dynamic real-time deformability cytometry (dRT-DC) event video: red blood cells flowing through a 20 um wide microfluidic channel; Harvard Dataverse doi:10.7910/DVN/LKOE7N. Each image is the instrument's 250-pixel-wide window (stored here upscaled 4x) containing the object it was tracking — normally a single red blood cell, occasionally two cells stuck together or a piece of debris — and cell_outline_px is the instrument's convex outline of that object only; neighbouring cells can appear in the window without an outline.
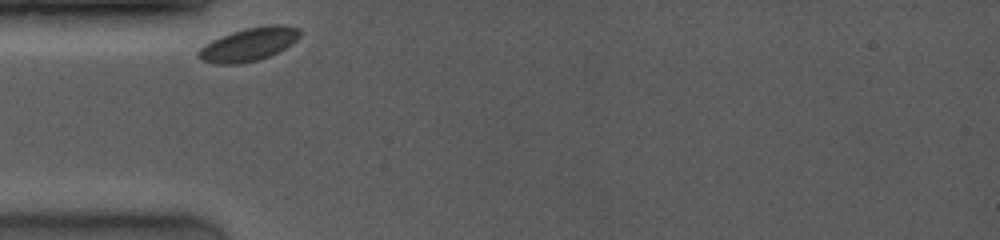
{"species": "common noctule bat (a hibernating species)", "species_latin": "Nyctalus noctula", "temperature_condition": "room temperature", "stored_images_in_passage": 20, "camera_frame_rate_fps": 4000, "um_per_image_px": 0.085, "animal": {"sex": "female", "body_mass_g": 19.0, "forearm_length_mm": 53.3}, "frame": {"image": 1, "passage_image": 1, "time_ms": 0.0, "image_size_px": [1000, 240], "cell_outline_px": [[300, 36], [296, 40], [284, 48], [268, 56], [256, 60], [240, 64], [216, 64], [200, 60], [196, 56], [196, 52], [204, 44], [212, 40], [232, 32], [244, 28], [268, 24], [284, 24], [300, 28]], "centroid_in_image_um": [21.12, 3.76], "position_along_channel_um": 63.9, "area_um2": 19.77}}
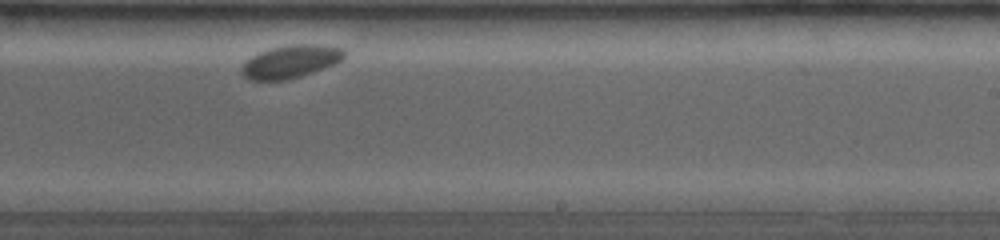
{"frame": {"image": 2, "passage_image": 12, "time_ms": 5.75, "image_size_px": [1000, 240], "cell_outline_px": [[344, 56], [336, 64], [288, 80], [248, 80], [240, 72], [240, 68], [252, 56], [268, 48], [292, 44], [324, 44], [344, 48]], "centroid_in_image_um": [24.71, 5.22], "position_along_channel_um": 264.3, "area_um2": 19.77}}
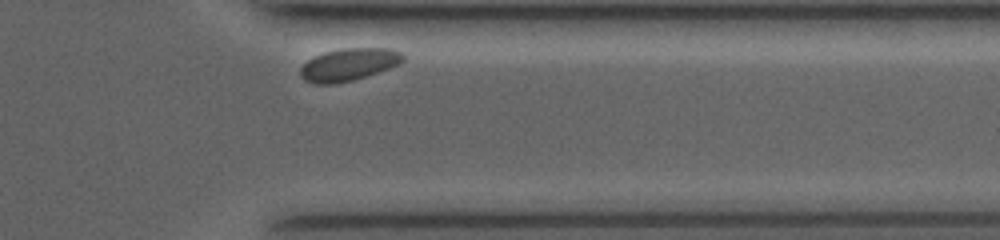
{"frame": {"image": 3, "passage_image": 19, "time_ms": 9.0, "image_size_px": [1000, 240], "cell_outline_px": [[404, 60], [400, 64], [352, 80], [336, 84], [316, 84], [304, 80], [300, 76], [300, 68], [308, 60], [324, 52], [340, 48], [392, 48], [400, 52], [404, 56]], "centroid_in_image_um": [29.63, 5.48], "position_along_channel_um": 381.8, "area_um2": 19.31}}